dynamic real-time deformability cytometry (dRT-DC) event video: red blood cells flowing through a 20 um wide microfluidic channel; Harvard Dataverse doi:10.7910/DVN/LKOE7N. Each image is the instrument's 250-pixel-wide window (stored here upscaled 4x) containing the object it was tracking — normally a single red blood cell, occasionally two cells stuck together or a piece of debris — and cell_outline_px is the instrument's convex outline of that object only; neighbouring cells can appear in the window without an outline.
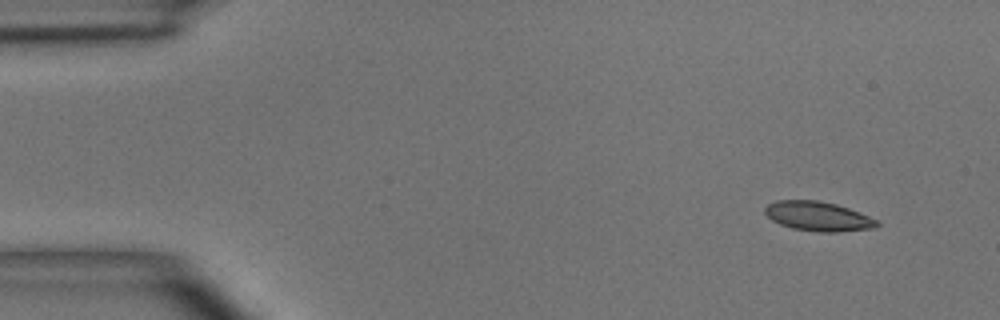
{"species": "common noctule bat (a hibernating species)", "species_latin": "Nyctalus noctula", "temperature_condition": "room temperature", "stored_images_in_passage": 4, "camera_frame_rate_fps": 3000, "um_per_image_px": 0.085, "animal": {"sex": "male", "body_mass_g": 15.6}, "frame": {"image": 1, "passage_image": 1, "time_ms": 0.0, "image_size_px": [1000, 320], "cell_outline_px": [[880, 224], [876, 228], [840, 232], [820, 232], [792, 228], [780, 224], [772, 220], [764, 212], [764, 208], [768, 204], [776, 200], [816, 200], [836, 204], [860, 212], [876, 220]], "centroid_in_image_um": [69.54, 18.39], "position_along_channel_um": 15.5, "area_um2": 19.25}}
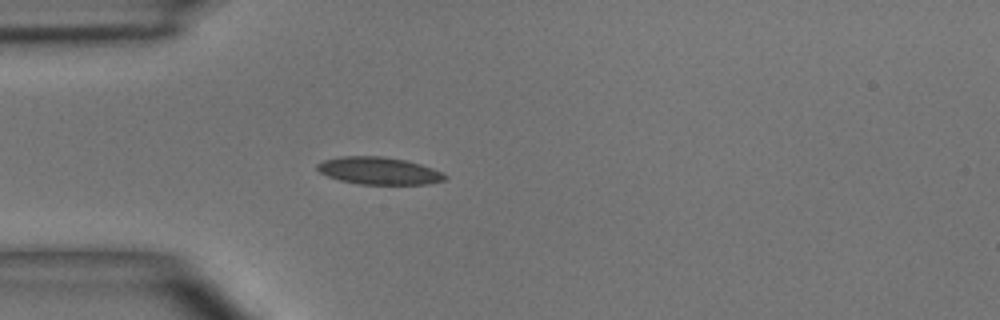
{"frame": {"image": 2, "passage_image": 4, "time_ms": 3.333, "image_size_px": [1000, 320], "cell_outline_px": [[448, 176], [444, 180], [428, 184], [360, 184], [340, 180], [328, 176], [320, 172], [316, 168], [316, 164], [324, 160], [340, 156], [384, 156], [404, 160], [420, 164], [432, 168]], "centroid_in_image_um": [32.18, 14.51], "position_along_channel_um": 52.8, "area_um2": 20.23}}